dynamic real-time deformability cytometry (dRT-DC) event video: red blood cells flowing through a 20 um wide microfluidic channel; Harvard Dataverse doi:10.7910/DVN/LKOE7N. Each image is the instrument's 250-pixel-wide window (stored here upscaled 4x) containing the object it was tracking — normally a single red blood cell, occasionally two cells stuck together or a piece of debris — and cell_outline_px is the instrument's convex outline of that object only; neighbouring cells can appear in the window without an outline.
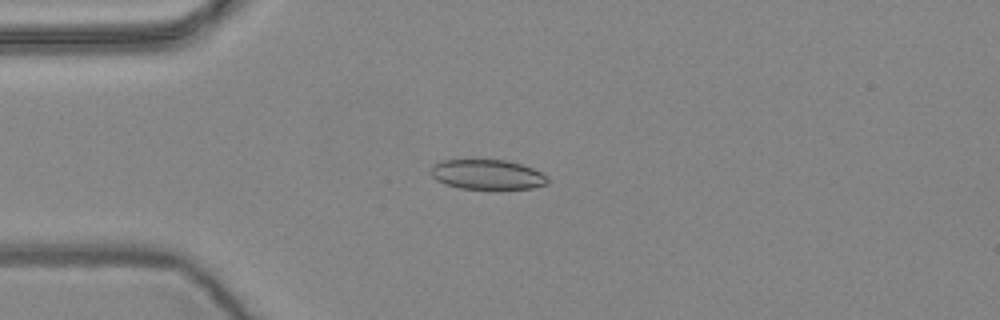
{"species": "common noctule bat (a hibernating species)", "species_latin": "Nyctalus noctula", "temperature_condition": "warm", "stored_images_in_passage": 7, "camera_frame_rate_fps": 3000, "um_per_image_px": 0.085, "animal": {"sex": "female", "body_mass_g": 24.6, "forearm_length_mm": 56.2}, "frame": {"image": 1, "passage_image": 4, "time_ms": 1.0, "image_size_px": [1000, 320], "cell_outline_px": [[548, 184], [532, 188], [460, 188], [444, 184], [436, 180], [432, 176], [432, 164], [440, 160], [508, 160], [532, 168], [548, 176]], "centroid_in_image_um": [41.41, 14.82], "position_along_channel_um": 43.6, "area_um2": 20.17}}
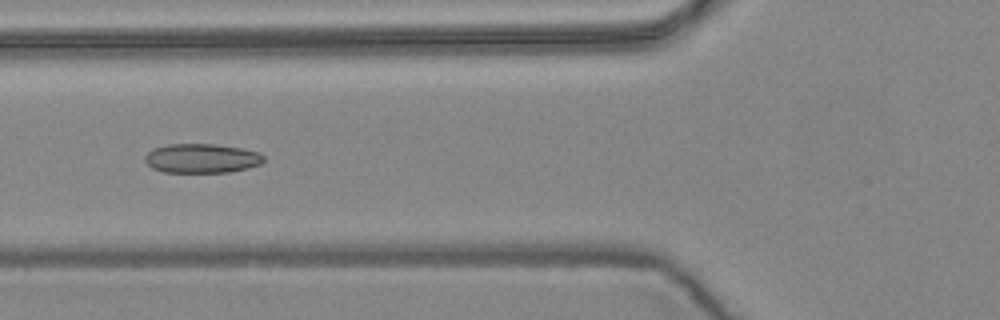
{"frame": {"image": 2, "passage_image": 6, "time_ms": 1.667, "image_size_px": [1000, 320], "cell_outline_px": [[264, 160], [260, 164], [248, 168], [228, 172], [164, 172], [152, 168], [144, 160], [144, 156], [152, 148], [168, 144], [212, 144], [244, 148], [260, 152], [264, 156]], "centroid_in_image_um": [17.15, 13.45], "position_along_channel_um": 108.7, "area_um2": 20.4}}
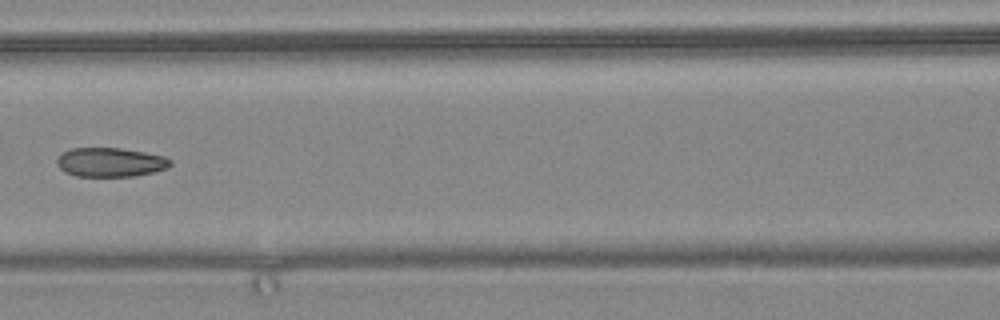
{"frame": {"image": 3, "passage_image": 7, "time_ms": 2.0, "image_size_px": [1000, 320], "cell_outline_px": [[172, 164], [168, 168], [152, 172], [132, 176], [76, 176], [64, 172], [56, 164], [56, 160], [64, 152], [72, 148], [120, 148], [144, 152], [164, 156], [172, 160]], "centroid_in_image_um": [9.39, 13.79], "position_along_channel_um": 157.2, "area_um2": 19.19}}